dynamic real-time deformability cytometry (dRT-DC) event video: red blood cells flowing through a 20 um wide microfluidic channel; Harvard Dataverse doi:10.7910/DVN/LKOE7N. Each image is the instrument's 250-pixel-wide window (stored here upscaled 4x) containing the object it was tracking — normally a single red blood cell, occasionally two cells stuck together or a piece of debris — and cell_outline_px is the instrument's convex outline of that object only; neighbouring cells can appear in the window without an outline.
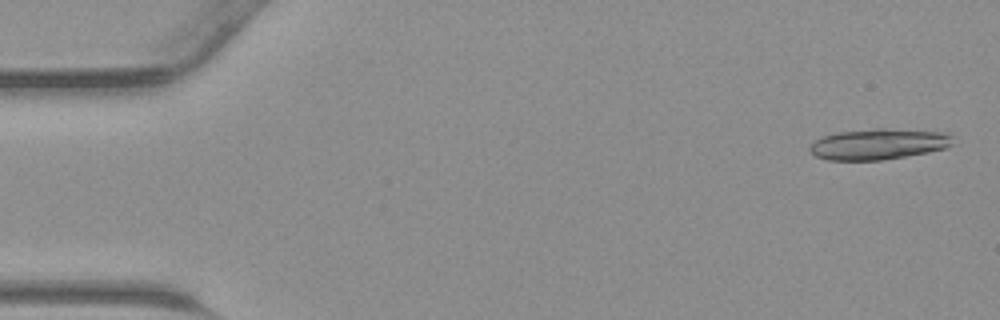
{"species": "common noctule bat (a hibernating species)", "species_latin": "Nyctalus noctula", "temperature_condition": "warm", "stored_images_in_passage": 15, "camera_frame_rate_fps": 3000, "um_per_image_px": 0.085, "animal": {"sex": "male", "body_mass_g": 23.1, "forearm_length_mm": 52.7}, "frame": {"image": 1, "passage_image": 2, "time_ms": 0.333, "image_size_px": [1000, 320], "cell_outline_px": [[952, 144], [944, 148], [928, 152], [880, 160], [828, 160], [816, 156], [808, 148], [816, 140], [824, 136], [836, 132], [872, 128], [884, 128], [948, 132], [952, 136]], "centroid_in_image_um": [74.68, 12.23], "position_along_channel_um": 10.3, "area_um2": 25.66}}